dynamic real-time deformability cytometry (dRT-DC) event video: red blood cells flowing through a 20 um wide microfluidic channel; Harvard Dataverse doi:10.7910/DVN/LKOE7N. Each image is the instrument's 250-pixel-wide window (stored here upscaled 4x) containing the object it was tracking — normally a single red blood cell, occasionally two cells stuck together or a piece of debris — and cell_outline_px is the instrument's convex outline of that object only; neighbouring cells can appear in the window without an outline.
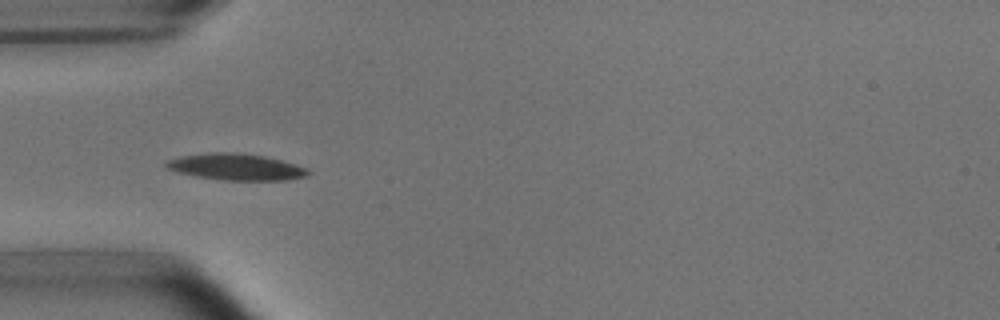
{"species": "common noctule bat (a hibernating species)", "species_latin": "Nyctalus noctula", "temperature_condition": "room temperature", "stored_images_in_passage": 8, "camera_frame_rate_fps": 3000, "um_per_image_px": 0.085, "animal": {"sex": "male", "body_mass_g": 15.6}, "frame": {"image": 1, "passage_image": 1, "time_ms": 0.0, "image_size_px": [1000, 320], "cell_outline_px": [[312, 172], [308, 176], [288, 180], [224, 180], [196, 176], [180, 172], [168, 168], [164, 164], [168, 160], [180, 156], [212, 152], [232, 152], [264, 156], [296, 164], [308, 168]], "centroid_in_image_um": [20.13, 14.19], "position_along_channel_um": 64.9, "area_um2": 21.79}}
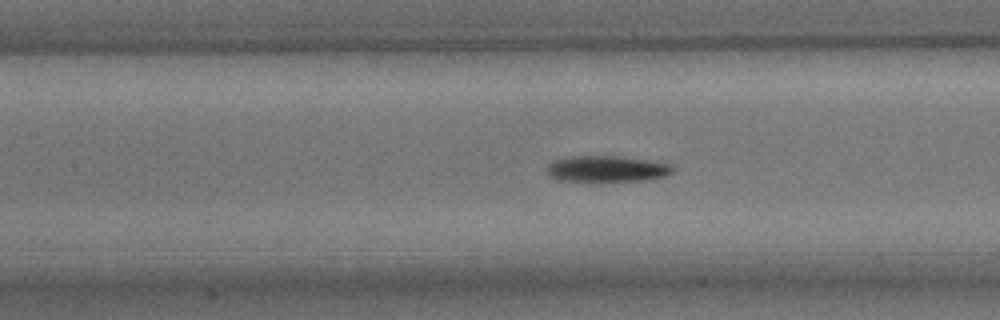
{"frame": {"image": 2, "passage_image": 5, "time_ms": 1.333, "image_size_px": [1000, 320], "cell_outline_px": [[672, 172], [664, 176], [644, 180], [600, 184], [560, 180], [548, 176], [544, 168], [552, 160], [572, 156], [616, 156], [648, 160], [668, 164], [672, 168]], "centroid_in_image_um": [51.46, 14.4], "position_along_channel_um": 155.9, "area_um2": 20.0}}